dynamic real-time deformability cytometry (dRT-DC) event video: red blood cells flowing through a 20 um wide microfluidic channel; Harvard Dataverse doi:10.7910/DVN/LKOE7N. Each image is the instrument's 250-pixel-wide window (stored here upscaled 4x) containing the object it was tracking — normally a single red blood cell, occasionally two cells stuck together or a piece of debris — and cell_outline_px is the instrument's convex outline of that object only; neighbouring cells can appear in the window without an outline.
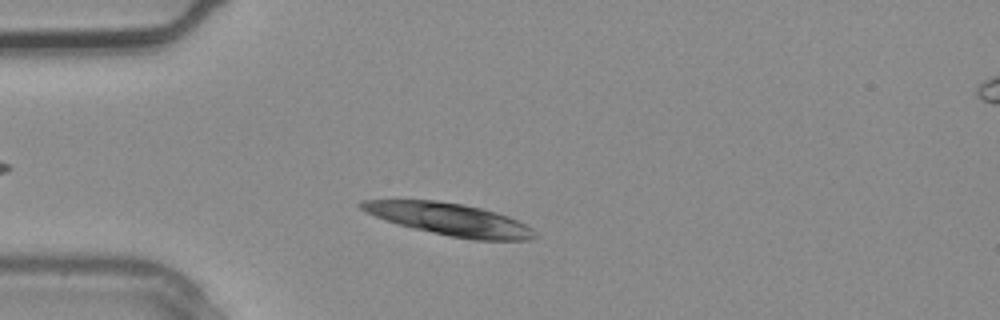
{"species": "common noctule bat (a hibernating species)", "species_latin": "Nyctalus noctula", "temperature_condition": "warm", "stored_images_in_passage": 2, "segment_of_instrument_passage": [1, 2], "camera_frame_rate_fps": 3000, "um_per_image_px": 0.085, "animal": {"sex": "male", "body_mass_g": 20.4}, "frame": {"image": 1, "passage_image": 1, "time_ms": 0.0, "image_size_px": [1000, 320], "cell_outline_px": [[540, 236], [528, 240], [476, 240], [452, 236], [416, 228], [400, 224], [376, 216], [360, 208], [356, 204], [360, 200], [436, 200], [464, 204], [496, 212], [508, 216], [532, 228]], "centroid_in_image_um": [38.27, 18.63], "position_along_channel_um": 46.7, "area_um2": 32.08}}